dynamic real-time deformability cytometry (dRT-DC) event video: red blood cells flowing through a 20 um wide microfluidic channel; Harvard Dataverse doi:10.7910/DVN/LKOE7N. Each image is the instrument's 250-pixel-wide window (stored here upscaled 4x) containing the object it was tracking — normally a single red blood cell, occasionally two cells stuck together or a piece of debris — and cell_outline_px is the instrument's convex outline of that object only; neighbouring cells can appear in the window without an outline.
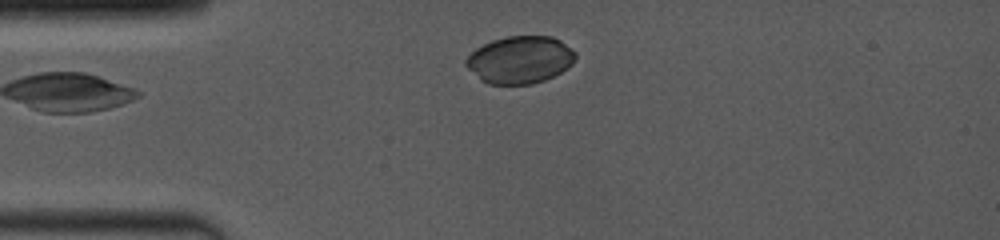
{"species": "common noctule bat (a hibernating species)", "species_latin": "Nyctalus noctula", "temperature_condition": "room temperature", "stored_images_in_passage": 59, "camera_frame_rate_fps": 4000, "um_per_image_px": 0.085, "animal": {"sex": "female", "body_mass_g": 19.0, "forearm_length_mm": 53.3}, "frame": {"image": 1, "passage_image": 1, "time_ms": 0.0, "image_size_px": [1000, 240], "cell_outline_px": [[576, 56], [572, 64], [560, 72], [544, 80], [532, 84], [488, 84], [480, 80], [464, 64], [464, 60], [476, 48], [492, 40], [504, 36], [552, 36], [560, 40], [576, 52]], "centroid_in_image_um": [44.18, 5.07], "position_along_channel_um": 40.8, "area_um2": 30.23}}
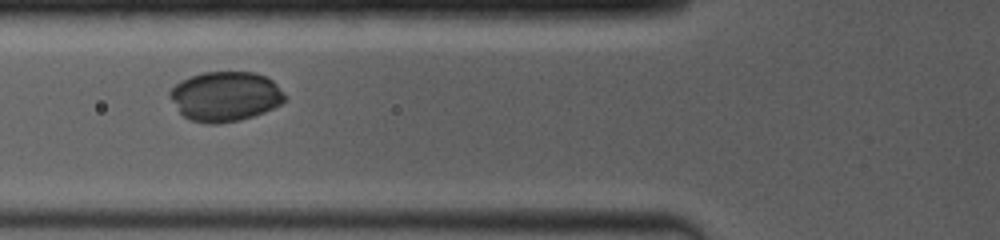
{"frame": {"image": 2, "passage_image": 14, "time_ms": 2.25, "image_size_px": [1000, 240], "cell_outline_px": [[288, 100], [264, 112], [240, 120], [216, 124], [204, 124], [192, 120], [184, 116], [180, 112], [168, 96], [168, 92], [176, 84], [192, 76], [204, 72], [252, 72], [264, 76], [272, 80], [288, 96]], "centroid_in_image_um": [19.17, 8.2], "position_along_channel_um": 106.6, "area_um2": 33.29}}
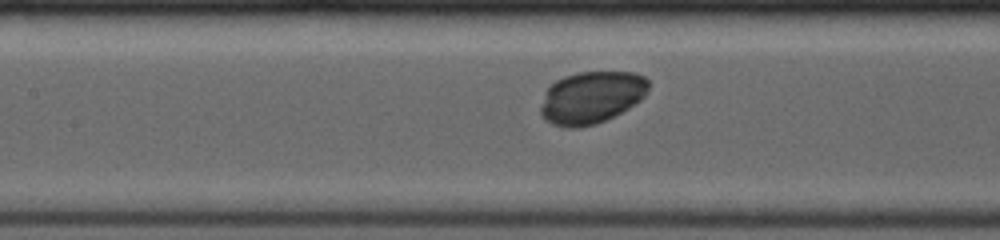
{"frame": {"image": 3, "passage_image": 22, "time_ms": 3.5, "image_size_px": [1000, 240], "cell_outline_px": [[648, 88], [644, 96], [640, 100], [628, 108], [596, 124], [580, 128], [568, 128], [552, 124], [544, 120], [540, 112], [540, 108], [544, 92], [556, 80], [564, 76], [580, 72], [636, 72], [644, 76], [648, 80]], "centroid_in_image_um": [50.24, 8.28], "position_along_channel_um": 157.2, "area_um2": 32.89}}